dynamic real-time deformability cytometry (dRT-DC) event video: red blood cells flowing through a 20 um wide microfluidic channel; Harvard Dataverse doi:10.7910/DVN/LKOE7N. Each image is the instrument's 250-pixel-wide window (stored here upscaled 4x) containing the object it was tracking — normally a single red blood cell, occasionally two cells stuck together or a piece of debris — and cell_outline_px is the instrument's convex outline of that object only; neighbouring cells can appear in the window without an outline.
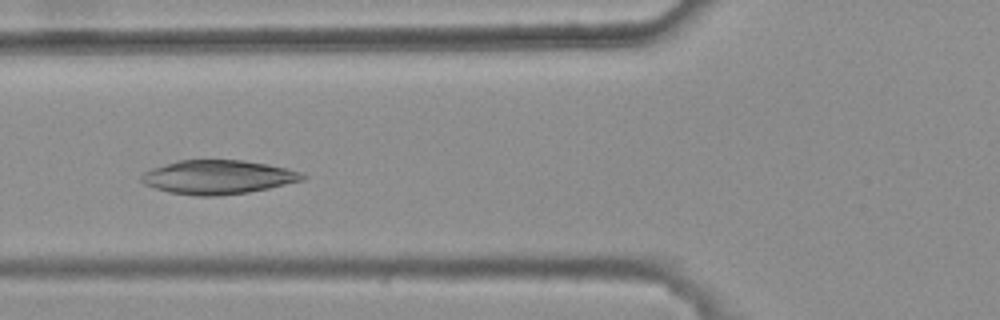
{"species": "common noctule bat (a hibernating species)", "species_latin": "Nyctalus noctula", "temperature_condition": "warm", "stored_images_in_passage": 5, "camera_frame_rate_fps": 3000, "um_per_image_px": 0.085, "animal": {"sex": "female", "body_mass_g": 25.1}, "frame": {"image": 1, "passage_image": 5, "time_ms": 1.333, "image_size_px": [1000, 320], "cell_outline_px": [[308, 176], [304, 180], [268, 188], [248, 192], [216, 196], [196, 196], [168, 192], [144, 184], [140, 180], [140, 176], [144, 172], [152, 168], [176, 160], [244, 160], [268, 164], [288, 168], [300, 172]], "centroid_in_image_um": [18.52, 15.05], "position_along_channel_um": 107.3, "area_um2": 31.96}}